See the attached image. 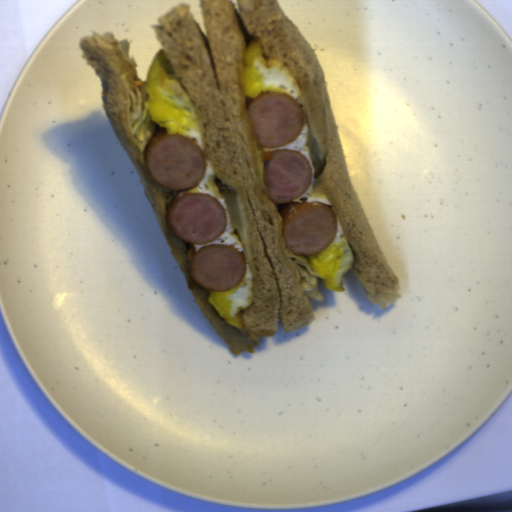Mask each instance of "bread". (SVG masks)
<instances>
[{
  "label": "bread",
  "instance_id": "1",
  "mask_svg": "<svg viewBox=\"0 0 512 512\" xmlns=\"http://www.w3.org/2000/svg\"><path fill=\"white\" fill-rule=\"evenodd\" d=\"M203 18L195 19L191 3L166 10L149 24L155 41L188 94L199 120L206 161L230 212V231L243 245L253 280L252 306L242 313L243 329L224 321L208 300L211 290L196 283L190 262L195 244L177 237L167 223V206L180 192L158 185L146 167L147 149L157 129L150 118L139 64L130 56L128 38L91 29L81 38L79 57L101 81L102 108L143 185L160 230L186 281L187 288L217 335L239 358L255 354L260 337L285 334L316 321L310 296L297 283V270L284 253V206L267 195L265 165L272 152L260 147L247 108L256 98L246 95L240 81L243 52L260 39L265 61L281 60L295 75L302 97L295 101L308 127L307 146L314 167V189L336 213L343 236L354 253L350 269L366 299L380 310L396 304L405 285L380 242L357 195L346 165L345 150L328 81L317 54L278 0H199Z\"/></svg>",
  "mask_w": 512,
  "mask_h": 512
}]
</instances>
